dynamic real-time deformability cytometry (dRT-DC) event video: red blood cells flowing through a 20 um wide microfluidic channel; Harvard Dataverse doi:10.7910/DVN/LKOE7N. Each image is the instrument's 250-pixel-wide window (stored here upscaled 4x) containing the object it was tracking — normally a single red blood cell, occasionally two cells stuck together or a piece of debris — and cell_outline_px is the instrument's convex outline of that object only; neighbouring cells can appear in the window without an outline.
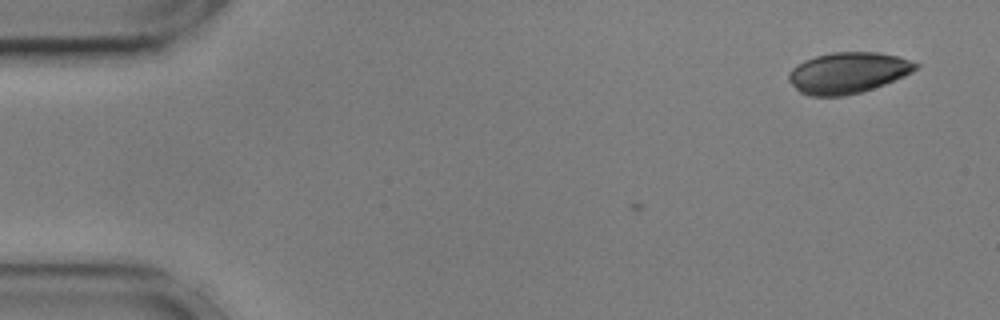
{"species": "common noctule bat (a hibernating species)", "species_latin": "Nyctalus noctula", "temperature_condition": "cold", "stored_images_in_passage": 8, "camera_frame_rate_fps": 3000, "um_per_image_px": 0.085, "animal": {"sex": "male", "body_mass_g": 17.9, "forearm_length_mm": 54.2}, "frame": {"image": 1, "passage_image": 1, "time_ms": 0.0, "image_size_px": [1000, 320], "cell_outline_px": [[920, 68], [904, 76], [884, 84], [860, 92], [844, 96], [812, 96], [800, 92], [788, 80], [788, 72], [792, 68], [804, 60], [816, 56], [832, 52], [880, 52], [896, 56], [920, 64]], "centroid_in_image_um": [72.07, 6.18], "position_along_channel_um": 12.9, "area_um2": 30.29}}